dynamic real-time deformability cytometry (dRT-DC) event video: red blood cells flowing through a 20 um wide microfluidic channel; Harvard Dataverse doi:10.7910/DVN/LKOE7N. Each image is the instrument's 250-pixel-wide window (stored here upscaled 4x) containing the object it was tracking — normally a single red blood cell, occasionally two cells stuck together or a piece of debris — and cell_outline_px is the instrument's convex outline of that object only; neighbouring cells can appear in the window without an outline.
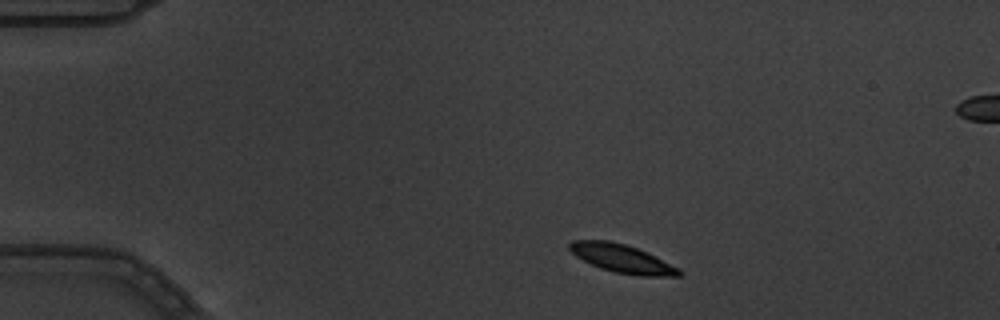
{"species": "common noctule bat (a hibernating species)", "species_latin": "Nyctalus noctula", "temperature_condition": "warm", "stored_images_in_passage": 4, "segment_of_instrument_passage": [1, 2], "camera_frame_rate_fps": 3000, "um_per_image_px": 0.085, "animal": {"sex": "male", "body_mass_g": 19.5, "forearm_length_mm": 54.6}, "frame": {"image": 1, "passage_image": 1, "time_ms": 0.0, "image_size_px": [1000, 320], "cell_outline_px": [[684, 272], [680, 276], [640, 276], [612, 272], [600, 268], [576, 256], [568, 248], [568, 244], [572, 240], [608, 240], [624, 244], [636, 248], [680, 268]], "centroid_in_image_um": [52.87, 21.99], "position_along_channel_um": 32.1, "area_um2": 17.98}}